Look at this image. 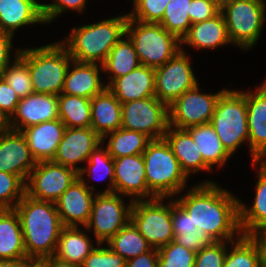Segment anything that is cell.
Instances as JSON below:
<instances>
[{"label":"cell","mask_w":266,"mask_h":267,"mask_svg":"<svg viewBox=\"0 0 266 267\" xmlns=\"http://www.w3.org/2000/svg\"><path fill=\"white\" fill-rule=\"evenodd\" d=\"M195 185V186H194ZM174 198L190 215L194 226L213 241H235L243 234L239 223V199L214 181L194 184Z\"/></svg>","instance_id":"6da1fadb"},{"label":"cell","mask_w":266,"mask_h":267,"mask_svg":"<svg viewBox=\"0 0 266 267\" xmlns=\"http://www.w3.org/2000/svg\"><path fill=\"white\" fill-rule=\"evenodd\" d=\"M14 209L21 222L26 256L34 262L54 256L64 227L55 203L25 194Z\"/></svg>","instance_id":"7a4b0ae2"},{"label":"cell","mask_w":266,"mask_h":267,"mask_svg":"<svg viewBox=\"0 0 266 267\" xmlns=\"http://www.w3.org/2000/svg\"><path fill=\"white\" fill-rule=\"evenodd\" d=\"M128 14L73 27L64 40L59 42L73 60L103 64L116 43L126 35Z\"/></svg>","instance_id":"3957f363"},{"label":"cell","mask_w":266,"mask_h":267,"mask_svg":"<svg viewBox=\"0 0 266 267\" xmlns=\"http://www.w3.org/2000/svg\"><path fill=\"white\" fill-rule=\"evenodd\" d=\"M28 66L34 93L60 95L73 58L58 41L37 48L20 49L18 55Z\"/></svg>","instance_id":"277c9868"},{"label":"cell","mask_w":266,"mask_h":267,"mask_svg":"<svg viewBox=\"0 0 266 267\" xmlns=\"http://www.w3.org/2000/svg\"><path fill=\"white\" fill-rule=\"evenodd\" d=\"M148 189L156 197H176L185 190L188 177L164 138L151 140L142 153Z\"/></svg>","instance_id":"5b68a950"},{"label":"cell","mask_w":266,"mask_h":267,"mask_svg":"<svg viewBox=\"0 0 266 267\" xmlns=\"http://www.w3.org/2000/svg\"><path fill=\"white\" fill-rule=\"evenodd\" d=\"M210 124L231 156L243 143L249 147L246 92L226 89L217 101Z\"/></svg>","instance_id":"8992f818"},{"label":"cell","mask_w":266,"mask_h":267,"mask_svg":"<svg viewBox=\"0 0 266 267\" xmlns=\"http://www.w3.org/2000/svg\"><path fill=\"white\" fill-rule=\"evenodd\" d=\"M126 35L133 42L141 65L163 66L183 47L181 40L160 23H145L128 18Z\"/></svg>","instance_id":"52a82bcc"},{"label":"cell","mask_w":266,"mask_h":267,"mask_svg":"<svg viewBox=\"0 0 266 267\" xmlns=\"http://www.w3.org/2000/svg\"><path fill=\"white\" fill-rule=\"evenodd\" d=\"M265 0H222L224 16L231 44L250 50L258 42L266 19Z\"/></svg>","instance_id":"ba28073f"},{"label":"cell","mask_w":266,"mask_h":267,"mask_svg":"<svg viewBox=\"0 0 266 267\" xmlns=\"http://www.w3.org/2000/svg\"><path fill=\"white\" fill-rule=\"evenodd\" d=\"M168 197L135 200L131 209V221L148 244L155 249L166 246L174 240L171 200Z\"/></svg>","instance_id":"9c48e42d"},{"label":"cell","mask_w":266,"mask_h":267,"mask_svg":"<svg viewBox=\"0 0 266 267\" xmlns=\"http://www.w3.org/2000/svg\"><path fill=\"white\" fill-rule=\"evenodd\" d=\"M123 195L117 193H97L92 203L90 218L84 227L93 231L96 245L108 242L131 220L133 200L126 204Z\"/></svg>","instance_id":"30bf717a"},{"label":"cell","mask_w":266,"mask_h":267,"mask_svg":"<svg viewBox=\"0 0 266 267\" xmlns=\"http://www.w3.org/2000/svg\"><path fill=\"white\" fill-rule=\"evenodd\" d=\"M121 128L144 133L151 140L162 139L169 126L168 106L156 96L122 103Z\"/></svg>","instance_id":"8fae6325"},{"label":"cell","mask_w":266,"mask_h":267,"mask_svg":"<svg viewBox=\"0 0 266 267\" xmlns=\"http://www.w3.org/2000/svg\"><path fill=\"white\" fill-rule=\"evenodd\" d=\"M197 84L190 55L184 48L163 66L155 68V96L168 107Z\"/></svg>","instance_id":"7c38bea8"},{"label":"cell","mask_w":266,"mask_h":267,"mask_svg":"<svg viewBox=\"0 0 266 267\" xmlns=\"http://www.w3.org/2000/svg\"><path fill=\"white\" fill-rule=\"evenodd\" d=\"M226 89L207 94L201 92L198 83L194 88L184 92L168 107L169 126L186 129L210 123L217 101Z\"/></svg>","instance_id":"4fadbf2b"},{"label":"cell","mask_w":266,"mask_h":267,"mask_svg":"<svg viewBox=\"0 0 266 267\" xmlns=\"http://www.w3.org/2000/svg\"><path fill=\"white\" fill-rule=\"evenodd\" d=\"M78 178L74 169L54 163L37 162L26 182V194L30 197L55 203L63 192Z\"/></svg>","instance_id":"5bb4252c"},{"label":"cell","mask_w":266,"mask_h":267,"mask_svg":"<svg viewBox=\"0 0 266 267\" xmlns=\"http://www.w3.org/2000/svg\"><path fill=\"white\" fill-rule=\"evenodd\" d=\"M113 162L114 193L131 197L133 201L156 197L147 186L142 154L115 158Z\"/></svg>","instance_id":"9a60e30c"},{"label":"cell","mask_w":266,"mask_h":267,"mask_svg":"<svg viewBox=\"0 0 266 267\" xmlns=\"http://www.w3.org/2000/svg\"><path fill=\"white\" fill-rule=\"evenodd\" d=\"M101 143L102 138L91 128H65L52 161L79 172L78 165L87 162Z\"/></svg>","instance_id":"2e32d148"},{"label":"cell","mask_w":266,"mask_h":267,"mask_svg":"<svg viewBox=\"0 0 266 267\" xmlns=\"http://www.w3.org/2000/svg\"><path fill=\"white\" fill-rule=\"evenodd\" d=\"M36 164L21 131L9 129L0 134V172L17 175L27 182Z\"/></svg>","instance_id":"e0dca14e"},{"label":"cell","mask_w":266,"mask_h":267,"mask_svg":"<svg viewBox=\"0 0 266 267\" xmlns=\"http://www.w3.org/2000/svg\"><path fill=\"white\" fill-rule=\"evenodd\" d=\"M96 192L91 191L78 177L55 202L64 227L86 226Z\"/></svg>","instance_id":"ac0fdd59"},{"label":"cell","mask_w":266,"mask_h":267,"mask_svg":"<svg viewBox=\"0 0 266 267\" xmlns=\"http://www.w3.org/2000/svg\"><path fill=\"white\" fill-rule=\"evenodd\" d=\"M246 92L249 151L252 163L266 161V80Z\"/></svg>","instance_id":"d6986e66"},{"label":"cell","mask_w":266,"mask_h":267,"mask_svg":"<svg viewBox=\"0 0 266 267\" xmlns=\"http://www.w3.org/2000/svg\"><path fill=\"white\" fill-rule=\"evenodd\" d=\"M58 118V95L33 93L20 99L15 113L9 119V126L22 132L33 125Z\"/></svg>","instance_id":"ffe728a7"},{"label":"cell","mask_w":266,"mask_h":267,"mask_svg":"<svg viewBox=\"0 0 266 267\" xmlns=\"http://www.w3.org/2000/svg\"><path fill=\"white\" fill-rule=\"evenodd\" d=\"M100 73H103L101 64L72 60L66 73L62 93L91 99L107 88Z\"/></svg>","instance_id":"44dd1931"},{"label":"cell","mask_w":266,"mask_h":267,"mask_svg":"<svg viewBox=\"0 0 266 267\" xmlns=\"http://www.w3.org/2000/svg\"><path fill=\"white\" fill-rule=\"evenodd\" d=\"M107 88L121 103L155 96V68L140 65L128 74L114 79Z\"/></svg>","instance_id":"7402d4cb"},{"label":"cell","mask_w":266,"mask_h":267,"mask_svg":"<svg viewBox=\"0 0 266 267\" xmlns=\"http://www.w3.org/2000/svg\"><path fill=\"white\" fill-rule=\"evenodd\" d=\"M65 128L58 118L33 125L22 131L36 162L53 160Z\"/></svg>","instance_id":"603a6c76"},{"label":"cell","mask_w":266,"mask_h":267,"mask_svg":"<svg viewBox=\"0 0 266 267\" xmlns=\"http://www.w3.org/2000/svg\"><path fill=\"white\" fill-rule=\"evenodd\" d=\"M45 23L43 3L37 0H0V30L14 36L23 26Z\"/></svg>","instance_id":"cb8c5ba5"},{"label":"cell","mask_w":266,"mask_h":267,"mask_svg":"<svg viewBox=\"0 0 266 267\" xmlns=\"http://www.w3.org/2000/svg\"><path fill=\"white\" fill-rule=\"evenodd\" d=\"M163 138L169 144L173 154L178 159L182 171L188 178L191 173L213 171L203 160L198 146L186 129L168 126Z\"/></svg>","instance_id":"d4e9b609"},{"label":"cell","mask_w":266,"mask_h":267,"mask_svg":"<svg viewBox=\"0 0 266 267\" xmlns=\"http://www.w3.org/2000/svg\"><path fill=\"white\" fill-rule=\"evenodd\" d=\"M251 164L258 170L255 199L251 207L239 200L240 229L246 236L266 227V161Z\"/></svg>","instance_id":"484cf974"},{"label":"cell","mask_w":266,"mask_h":267,"mask_svg":"<svg viewBox=\"0 0 266 267\" xmlns=\"http://www.w3.org/2000/svg\"><path fill=\"white\" fill-rule=\"evenodd\" d=\"M230 43L225 19L221 12L211 19L193 23L181 40V45L199 50L218 49Z\"/></svg>","instance_id":"4316f807"},{"label":"cell","mask_w":266,"mask_h":267,"mask_svg":"<svg viewBox=\"0 0 266 267\" xmlns=\"http://www.w3.org/2000/svg\"><path fill=\"white\" fill-rule=\"evenodd\" d=\"M91 129L101 138L121 128L122 103L106 88L91 99Z\"/></svg>","instance_id":"83f0119b"},{"label":"cell","mask_w":266,"mask_h":267,"mask_svg":"<svg viewBox=\"0 0 266 267\" xmlns=\"http://www.w3.org/2000/svg\"><path fill=\"white\" fill-rule=\"evenodd\" d=\"M171 217L174 241L198 253L214 241L203 230L194 226L189 213L172 197Z\"/></svg>","instance_id":"f1b7e54d"},{"label":"cell","mask_w":266,"mask_h":267,"mask_svg":"<svg viewBox=\"0 0 266 267\" xmlns=\"http://www.w3.org/2000/svg\"><path fill=\"white\" fill-rule=\"evenodd\" d=\"M84 230L79 227H63L53 257L66 263L81 265L96 247Z\"/></svg>","instance_id":"f546056e"},{"label":"cell","mask_w":266,"mask_h":267,"mask_svg":"<svg viewBox=\"0 0 266 267\" xmlns=\"http://www.w3.org/2000/svg\"><path fill=\"white\" fill-rule=\"evenodd\" d=\"M26 256L21 222L15 209L0 210V260Z\"/></svg>","instance_id":"4dcf8cb0"},{"label":"cell","mask_w":266,"mask_h":267,"mask_svg":"<svg viewBox=\"0 0 266 267\" xmlns=\"http://www.w3.org/2000/svg\"><path fill=\"white\" fill-rule=\"evenodd\" d=\"M203 157V160L213 169V166L223 167L231 155L223 147L219 137L210 123L186 128Z\"/></svg>","instance_id":"1f68e13d"},{"label":"cell","mask_w":266,"mask_h":267,"mask_svg":"<svg viewBox=\"0 0 266 267\" xmlns=\"http://www.w3.org/2000/svg\"><path fill=\"white\" fill-rule=\"evenodd\" d=\"M126 36V37H125ZM141 65L133 42L124 35L109 52L102 64L103 73L109 77L106 86L114 79L122 77Z\"/></svg>","instance_id":"d6a6232c"},{"label":"cell","mask_w":266,"mask_h":267,"mask_svg":"<svg viewBox=\"0 0 266 267\" xmlns=\"http://www.w3.org/2000/svg\"><path fill=\"white\" fill-rule=\"evenodd\" d=\"M86 164H88L87 167L81 166L78 177L88 189L93 192L96 191L93 185H89L91 179L103 181L109 178V186L103 192L99 191L97 193H114V162L103 143L91 153ZM85 174L87 175L86 177H89L87 181Z\"/></svg>","instance_id":"836d02e7"},{"label":"cell","mask_w":266,"mask_h":267,"mask_svg":"<svg viewBox=\"0 0 266 267\" xmlns=\"http://www.w3.org/2000/svg\"><path fill=\"white\" fill-rule=\"evenodd\" d=\"M106 138L109 141L105 147L113 159L142 154L146 150L147 144L151 141L144 133L125 128H119L116 131L105 134L102 137V143H105Z\"/></svg>","instance_id":"e575fe53"},{"label":"cell","mask_w":266,"mask_h":267,"mask_svg":"<svg viewBox=\"0 0 266 267\" xmlns=\"http://www.w3.org/2000/svg\"><path fill=\"white\" fill-rule=\"evenodd\" d=\"M59 119L66 128H91V101L89 98L58 95Z\"/></svg>","instance_id":"d590c367"},{"label":"cell","mask_w":266,"mask_h":267,"mask_svg":"<svg viewBox=\"0 0 266 267\" xmlns=\"http://www.w3.org/2000/svg\"><path fill=\"white\" fill-rule=\"evenodd\" d=\"M105 244L126 261L152 249L131 220Z\"/></svg>","instance_id":"8d00e7d4"},{"label":"cell","mask_w":266,"mask_h":267,"mask_svg":"<svg viewBox=\"0 0 266 267\" xmlns=\"http://www.w3.org/2000/svg\"><path fill=\"white\" fill-rule=\"evenodd\" d=\"M229 247L223 267H262L259 246L251 236L242 235Z\"/></svg>","instance_id":"74e56055"},{"label":"cell","mask_w":266,"mask_h":267,"mask_svg":"<svg viewBox=\"0 0 266 267\" xmlns=\"http://www.w3.org/2000/svg\"><path fill=\"white\" fill-rule=\"evenodd\" d=\"M192 0H170L159 22L168 32L176 35L180 40L188 33L192 25L188 13Z\"/></svg>","instance_id":"f35d334b"},{"label":"cell","mask_w":266,"mask_h":267,"mask_svg":"<svg viewBox=\"0 0 266 267\" xmlns=\"http://www.w3.org/2000/svg\"><path fill=\"white\" fill-rule=\"evenodd\" d=\"M14 59L3 70L0 76L21 98L34 93L31 76L27 64L18 56L20 50H14Z\"/></svg>","instance_id":"ab89813d"},{"label":"cell","mask_w":266,"mask_h":267,"mask_svg":"<svg viewBox=\"0 0 266 267\" xmlns=\"http://www.w3.org/2000/svg\"><path fill=\"white\" fill-rule=\"evenodd\" d=\"M26 194V182L19 176L0 172V210H10Z\"/></svg>","instance_id":"60d3db41"},{"label":"cell","mask_w":266,"mask_h":267,"mask_svg":"<svg viewBox=\"0 0 266 267\" xmlns=\"http://www.w3.org/2000/svg\"><path fill=\"white\" fill-rule=\"evenodd\" d=\"M158 267H194L196 253L174 240L158 249Z\"/></svg>","instance_id":"b9f144b4"},{"label":"cell","mask_w":266,"mask_h":267,"mask_svg":"<svg viewBox=\"0 0 266 267\" xmlns=\"http://www.w3.org/2000/svg\"><path fill=\"white\" fill-rule=\"evenodd\" d=\"M170 0H135L128 13L131 19L145 23H159Z\"/></svg>","instance_id":"7bdbcfd3"},{"label":"cell","mask_w":266,"mask_h":267,"mask_svg":"<svg viewBox=\"0 0 266 267\" xmlns=\"http://www.w3.org/2000/svg\"><path fill=\"white\" fill-rule=\"evenodd\" d=\"M233 241H214L196 253L194 267H223L228 245Z\"/></svg>","instance_id":"ee69618b"},{"label":"cell","mask_w":266,"mask_h":267,"mask_svg":"<svg viewBox=\"0 0 266 267\" xmlns=\"http://www.w3.org/2000/svg\"><path fill=\"white\" fill-rule=\"evenodd\" d=\"M103 243H99L95 249L85 258L81 267H126V260L108 245L103 247Z\"/></svg>","instance_id":"f6af8a7d"},{"label":"cell","mask_w":266,"mask_h":267,"mask_svg":"<svg viewBox=\"0 0 266 267\" xmlns=\"http://www.w3.org/2000/svg\"><path fill=\"white\" fill-rule=\"evenodd\" d=\"M88 0H53L52 3H43V18L45 24L51 23L55 18L65 13V10H74L84 13L85 5Z\"/></svg>","instance_id":"bcb514c9"},{"label":"cell","mask_w":266,"mask_h":267,"mask_svg":"<svg viewBox=\"0 0 266 267\" xmlns=\"http://www.w3.org/2000/svg\"><path fill=\"white\" fill-rule=\"evenodd\" d=\"M220 12L221 2L218 0H192L188 15L193 24L211 19Z\"/></svg>","instance_id":"7dc6e473"},{"label":"cell","mask_w":266,"mask_h":267,"mask_svg":"<svg viewBox=\"0 0 266 267\" xmlns=\"http://www.w3.org/2000/svg\"><path fill=\"white\" fill-rule=\"evenodd\" d=\"M20 97L0 76V110L10 119L15 113Z\"/></svg>","instance_id":"c3c4849f"},{"label":"cell","mask_w":266,"mask_h":267,"mask_svg":"<svg viewBox=\"0 0 266 267\" xmlns=\"http://www.w3.org/2000/svg\"><path fill=\"white\" fill-rule=\"evenodd\" d=\"M13 35L2 32L0 30V74L3 72V70L12 62L10 55L12 54V39Z\"/></svg>","instance_id":"681fc988"},{"label":"cell","mask_w":266,"mask_h":267,"mask_svg":"<svg viewBox=\"0 0 266 267\" xmlns=\"http://www.w3.org/2000/svg\"><path fill=\"white\" fill-rule=\"evenodd\" d=\"M158 249L150 251L126 261V267H158Z\"/></svg>","instance_id":"f907efd6"},{"label":"cell","mask_w":266,"mask_h":267,"mask_svg":"<svg viewBox=\"0 0 266 267\" xmlns=\"http://www.w3.org/2000/svg\"><path fill=\"white\" fill-rule=\"evenodd\" d=\"M258 244L261 254V266L266 267V227L250 235Z\"/></svg>","instance_id":"816d5d0a"},{"label":"cell","mask_w":266,"mask_h":267,"mask_svg":"<svg viewBox=\"0 0 266 267\" xmlns=\"http://www.w3.org/2000/svg\"><path fill=\"white\" fill-rule=\"evenodd\" d=\"M34 261L28 257L0 260V267H30Z\"/></svg>","instance_id":"f5cc1de1"},{"label":"cell","mask_w":266,"mask_h":267,"mask_svg":"<svg viewBox=\"0 0 266 267\" xmlns=\"http://www.w3.org/2000/svg\"><path fill=\"white\" fill-rule=\"evenodd\" d=\"M39 263L42 265V267H81L80 265H77L74 263H66V262L57 260L53 256L45 258L39 261Z\"/></svg>","instance_id":"db71d44e"},{"label":"cell","mask_w":266,"mask_h":267,"mask_svg":"<svg viewBox=\"0 0 266 267\" xmlns=\"http://www.w3.org/2000/svg\"><path fill=\"white\" fill-rule=\"evenodd\" d=\"M9 119L8 117L0 110V134L9 130Z\"/></svg>","instance_id":"11a10c76"},{"label":"cell","mask_w":266,"mask_h":267,"mask_svg":"<svg viewBox=\"0 0 266 267\" xmlns=\"http://www.w3.org/2000/svg\"><path fill=\"white\" fill-rule=\"evenodd\" d=\"M30 267H42L39 262H34Z\"/></svg>","instance_id":"9f6ffc18"}]
</instances>
